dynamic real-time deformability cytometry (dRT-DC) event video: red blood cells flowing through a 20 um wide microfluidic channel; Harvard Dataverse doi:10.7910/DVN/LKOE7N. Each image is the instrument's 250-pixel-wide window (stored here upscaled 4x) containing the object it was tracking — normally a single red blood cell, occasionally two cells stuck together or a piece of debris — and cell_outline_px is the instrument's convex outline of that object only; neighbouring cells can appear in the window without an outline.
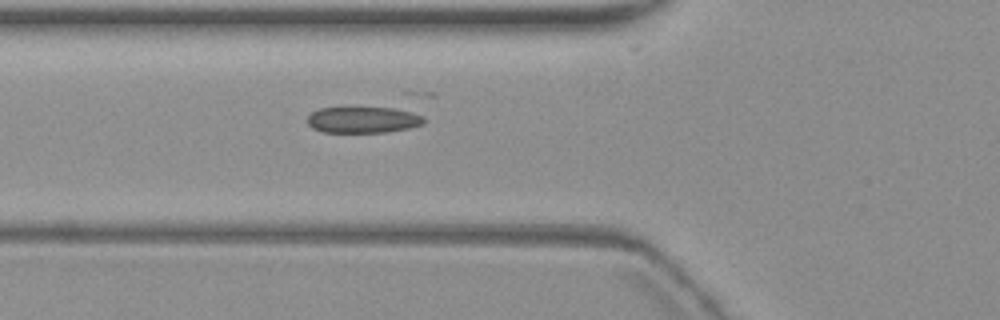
{"species": "common noctule bat (a hibernating species)", "species_latin": "Nyctalus noctula", "temperature_condition": "warm", "stored_images_in_passage": 3, "camera_frame_rate_fps": 3000, "um_per_image_px": 0.085, "animal": {"sex": "female", "body_mass_g": 19.3, "forearm_length_mm": 54.1}, "frame": {"image": 1, "passage_image": 3, "time_ms": 2.333, "image_size_px": [1000, 320], "cell_outline_px": [[424, 124], [408, 128], [384, 132], [324, 132], [312, 128], [308, 124], [308, 116], [312, 112], [320, 108], [404, 108], [420, 116], [424, 120]], "centroid_in_image_um": [30.86, 10.18], "position_along_channel_um": 94.9, "area_um2": 17.69}}